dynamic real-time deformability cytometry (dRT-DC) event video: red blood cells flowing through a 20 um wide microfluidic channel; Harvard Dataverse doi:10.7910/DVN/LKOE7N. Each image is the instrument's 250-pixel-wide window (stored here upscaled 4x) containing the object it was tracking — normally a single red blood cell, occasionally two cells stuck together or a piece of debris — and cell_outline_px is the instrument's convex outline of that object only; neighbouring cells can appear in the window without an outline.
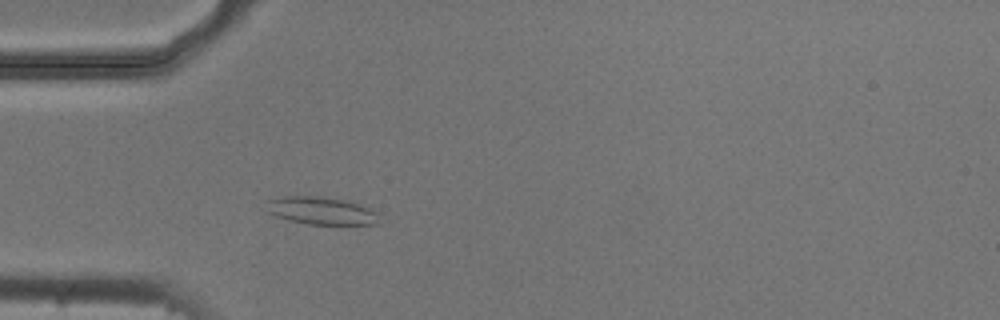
{"species": "common noctule bat (a hibernating species)", "species_latin": "Nyctalus noctula", "temperature_condition": "cold", "stored_images_in_passage": 51, "camera_frame_rate_fps": 3000, "um_per_image_px": 0.085, "animal": {"sex": "male", "body_mass_g": 20.5, "forearm_length_mm": 52.5}, "frame": {"image": 1, "passage_image": 13, "time_ms": 4.0, "image_size_px": [1000, 320], "cell_outline_px": [[380, 224], [308, 224], [276, 216], [264, 212], [260, 208], [268, 200], [280, 196], [324, 196], [352, 200], [376, 212]], "centroid_in_image_um": [27.23, 17.88], "position_along_channel_um": 57.8, "area_um2": 18.67}}
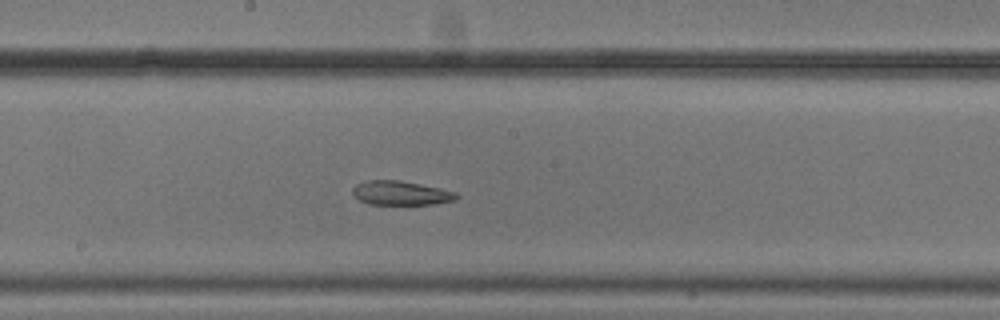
{"frame": {"image": 2, "passage_image": 26, "time_ms": 8.333, "image_size_px": [1000, 320], "cell_outline_px": [[460, 196], [456, 200], [432, 204], [368, 204], [360, 200], [352, 192], [352, 188], [356, 184], [368, 180], [400, 180], [440, 188], [456, 192]], "centroid_in_image_um": [34.09, 16.4], "position_along_channel_um": 214.1, "area_um2": 14.57}}
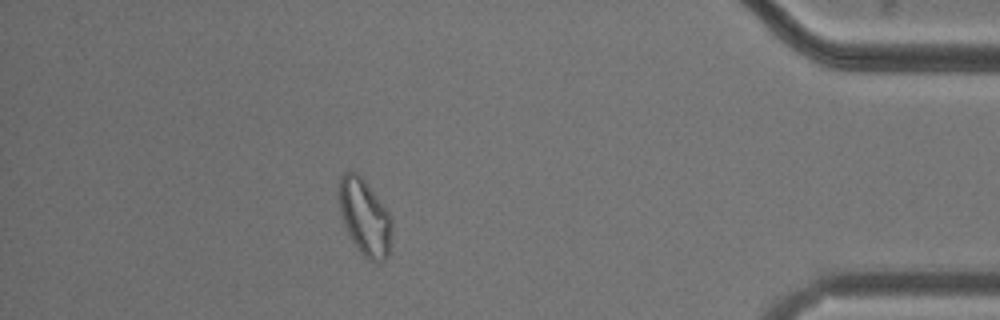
{"frame": {"image": 3, "passage_image": 45, "time_ms": 14.667, "image_size_px": [1000, 320], "cell_outline_px": [[392, 228], [388, 256], [384, 260], [376, 264], [368, 260], [356, 248], [344, 224], [340, 212], [336, 192], [340, 176], [344, 172], [356, 172], [368, 184], [388, 212], [392, 220]], "centroid_in_image_um": [30.97, 18.46], "position_along_channel_um": 404.2, "area_um2": 23.81}, "authors_computed_cell_mechanics": {"area_um2": 18.8428, "velocity_mm_per_s": 3.7072, "shape_relaxation_time_tau1_ms": null, "shape_relaxation_time_tau2_ms": 4.8098, "deformation_change_tau1": null, "deformation_change_tau2": 0.1038}}